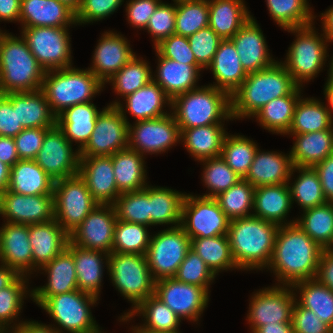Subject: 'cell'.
<instances>
[{
  "label": "cell",
  "mask_w": 333,
  "mask_h": 333,
  "mask_svg": "<svg viewBox=\"0 0 333 333\" xmlns=\"http://www.w3.org/2000/svg\"><path fill=\"white\" fill-rule=\"evenodd\" d=\"M323 250L295 223L280 225L267 269L276 276V285L315 279Z\"/></svg>",
  "instance_id": "1"
},
{
  "label": "cell",
  "mask_w": 333,
  "mask_h": 333,
  "mask_svg": "<svg viewBox=\"0 0 333 333\" xmlns=\"http://www.w3.org/2000/svg\"><path fill=\"white\" fill-rule=\"evenodd\" d=\"M279 225L255 216L231 220L227 232L240 270H263L270 263Z\"/></svg>",
  "instance_id": "2"
},
{
  "label": "cell",
  "mask_w": 333,
  "mask_h": 333,
  "mask_svg": "<svg viewBox=\"0 0 333 333\" xmlns=\"http://www.w3.org/2000/svg\"><path fill=\"white\" fill-rule=\"evenodd\" d=\"M297 86L279 61L268 68L249 73L241 86L230 95L231 117L234 120L249 119L268 102L289 95Z\"/></svg>",
  "instance_id": "3"
},
{
  "label": "cell",
  "mask_w": 333,
  "mask_h": 333,
  "mask_svg": "<svg viewBox=\"0 0 333 333\" xmlns=\"http://www.w3.org/2000/svg\"><path fill=\"white\" fill-rule=\"evenodd\" d=\"M45 72L22 36L3 33L0 38V94L40 90Z\"/></svg>",
  "instance_id": "4"
},
{
  "label": "cell",
  "mask_w": 333,
  "mask_h": 333,
  "mask_svg": "<svg viewBox=\"0 0 333 333\" xmlns=\"http://www.w3.org/2000/svg\"><path fill=\"white\" fill-rule=\"evenodd\" d=\"M171 111L180 130L224 124L231 117L230 95L212 85H204L176 96Z\"/></svg>",
  "instance_id": "5"
},
{
  "label": "cell",
  "mask_w": 333,
  "mask_h": 333,
  "mask_svg": "<svg viewBox=\"0 0 333 333\" xmlns=\"http://www.w3.org/2000/svg\"><path fill=\"white\" fill-rule=\"evenodd\" d=\"M104 87L88 68L83 70L72 66L46 71L41 90L57 117L71 106L92 102Z\"/></svg>",
  "instance_id": "6"
},
{
  "label": "cell",
  "mask_w": 333,
  "mask_h": 333,
  "mask_svg": "<svg viewBox=\"0 0 333 333\" xmlns=\"http://www.w3.org/2000/svg\"><path fill=\"white\" fill-rule=\"evenodd\" d=\"M314 23L291 29H285L289 33H294L296 39L288 48V53L283 62H281L293 81L303 87V82L313 80L322 71L327 61V43L326 37L314 30Z\"/></svg>",
  "instance_id": "7"
},
{
  "label": "cell",
  "mask_w": 333,
  "mask_h": 333,
  "mask_svg": "<svg viewBox=\"0 0 333 333\" xmlns=\"http://www.w3.org/2000/svg\"><path fill=\"white\" fill-rule=\"evenodd\" d=\"M107 271L115 289L132 303L133 309L121 315L119 319L126 317L155 293V280L145 255L111 252L108 256Z\"/></svg>",
  "instance_id": "8"
},
{
  "label": "cell",
  "mask_w": 333,
  "mask_h": 333,
  "mask_svg": "<svg viewBox=\"0 0 333 333\" xmlns=\"http://www.w3.org/2000/svg\"><path fill=\"white\" fill-rule=\"evenodd\" d=\"M97 298L80 290L50 296L40 307L54 320L59 333H104L94 320L91 306L97 304ZM64 331H63V330Z\"/></svg>",
  "instance_id": "9"
},
{
  "label": "cell",
  "mask_w": 333,
  "mask_h": 333,
  "mask_svg": "<svg viewBox=\"0 0 333 333\" xmlns=\"http://www.w3.org/2000/svg\"><path fill=\"white\" fill-rule=\"evenodd\" d=\"M54 219L70 235L98 205L78 175L54 183Z\"/></svg>",
  "instance_id": "10"
},
{
  "label": "cell",
  "mask_w": 333,
  "mask_h": 333,
  "mask_svg": "<svg viewBox=\"0 0 333 333\" xmlns=\"http://www.w3.org/2000/svg\"><path fill=\"white\" fill-rule=\"evenodd\" d=\"M190 249V237L181 226L171 225L151 235L145 256L154 280L175 277Z\"/></svg>",
  "instance_id": "11"
},
{
  "label": "cell",
  "mask_w": 333,
  "mask_h": 333,
  "mask_svg": "<svg viewBox=\"0 0 333 333\" xmlns=\"http://www.w3.org/2000/svg\"><path fill=\"white\" fill-rule=\"evenodd\" d=\"M69 28H21V36L45 71L72 67Z\"/></svg>",
  "instance_id": "12"
},
{
  "label": "cell",
  "mask_w": 333,
  "mask_h": 333,
  "mask_svg": "<svg viewBox=\"0 0 333 333\" xmlns=\"http://www.w3.org/2000/svg\"><path fill=\"white\" fill-rule=\"evenodd\" d=\"M229 223L215 198L185 195L180 226L190 240L227 235Z\"/></svg>",
  "instance_id": "13"
},
{
  "label": "cell",
  "mask_w": 333,
  "mask_h": 333,
  "mask_svg": "<svg viewBox=\"0 0 333 333\" xmlns=\"http://www.w3.org/2000/svg\"><path fill=\"white\" fill-rule=\"evenodd\" d=\"M170 113L153 119L129 124L128 147L141 155L161 154L176 146L181 131L171 110ZM145 154V155H144Z\"/></svg>",
  "instance_id": "14"
},
{
  "label": "cell",
  "mask_w": 333,
  "mask_h": 333,
  "mask_svg": "<svg viewBox=\"0 0 333 333\" xmlns=\"http://www.w3.org/2000/svg\"><path fill=\"white\" fill-rule=\"evenodd\" d=\"M102 109L80 157L112 156L128 147L129 123L117 105H107Z\"/></svg>",
  "instance_id": "15"
},
{
  "label": "cell",
  "mask_w": 333,
  "mask_h": 333,
  "mask_svg": "<svg viewBox=\"0 0 333 333\" xmlns=\"http://www.w3.org/2000/svg\"><path fill=\"white\" fill-rule=\"evenodd\" d=\"M295 292L291 286L274 285L252 295L247 319L251 333L265 324L292 322Z\"/></svg>",
  "instance_id": "16"
},
{
  "label": "cell",
  "mask_w": 333,
  "mask_h": 333,
  "mask_svg": "<svg viewBox=\"0 0 333 333\" xmlns=\"http://www.w3.org/2000/svg\"><path fill=\"white\" fill-rule=\"evenodd\" d=\"M181 320L199 321L208 307L209 295L203 287L178 281L175 277L155 281V293Z\"/></svg>",
  "instance_id": "17"
},
{
  "label": "cell",
  "mask_w": 333,
  "mask_h": 333,
  "mask_svg": "<svg viewBox=\"0 0 333 333\" xmlns=\"http://www.w3.org/2000/svg\"><path fill=\"white\" fill-rule=\"evenodd\" d=\"M72 148L56 125L45 134L34 161L55 181L73 177L79 173L80 152Z\"/></svg>",
  "instance_id": "18"
},
{
  "label": "cell",
  "mask_w": 333,
  "mask_h": 333,
  "mask_svg": "<svg viewBox=\"0 0 333 333\" xmlns=\"http://www.w3.org/2000/svg\"><path fill=\"white\" fill-rule=\"evenodd\" d=\"M117 218L112 204H98L69 237L81 248L110 254Z\"/></svg>",
  "instance_id": "19"
},
{
  "label": "cell",
  "mask_w": 333,
  "mask_h": 333,
  "mask_svg": "<svg viewBox=\"0 0 333 333\" xmlns=\"http://www.w3.org/2000/svg\"><path fill=\"white\" fill-rule=\"evenodd\" d=\"M4 222L38 224L54 219V195H22L8 190L0 194Z\"/></svg>",
  "instance_id": "20"
},
{
  "label": "cell",
  "mask_w": 333,
  "mask_h": 333,
  "mask_svg": "<svg viewBox=\"0 0 333 333\" xmlns=\"http://www.w3.org/2000/svg\"><path fill=\"white\" fill-rule=\"evenodd\" d=\"M128 41L122 34L113 31L104 32L98 40L93 53V65L88 69L104 85L135 56Z\"/></svg>",
  "instance_id": "21"
},
{
  "label": "cell",
  "mask_w": 333,
  "mask_h": 333,
  "mask_svg": "<svg viewBox=\"0 0 333 333\" xmlns=\"http://www.w3.org/2000/svg\"><path fill=\"white\" fill-rule=\"evenodd\" d=\"M0 263L15 269L20 275L33 274L29 225L4 222L0 227Z\"/></svg>",
  "instance_id": "22"
},
{
  "label": "cell",
  "mask_w": 333,
  "mask_h": 333,
  "mask_svg": "<svg viewBox=\"0 0 333 333\" xmlns=\"http://www.w3.org/2000/svg\"><path fill=\"white\" fill-rule=\"evenodd\" d=\"M247 74L270 67L276 62L270 56L264 34L253 16L230 39Z\"/></svg>",
  "instance_id": "23"
},
{
  "label": "cell",
  "mask_w": 333,
  "mask_h": 333,
  "mask_svg": "<svg viewBox=\"0 0 333 333\" xmlns=\"http://www.w3.org/2000/svg\"><path fill=\"white\" fill-rule=\"evenodd\" d=\"M78 174L98 204H113L121 194L116 186L112 156L80 157Z\"/></svg>",
  "instance_id": "24"
},
{
  "label": "cell",
  "mask_w": 333,
  "mask_h": 333,
  "mask_svg": "<svg viewBox=\"0 0 333 333\" xmlns=\"http://www.w3.org/2000/svg\"><path fill=\"white\" fill-rule=\"evenodd\" d=\"M47 276V283L32 289V299L37 306H41L50 296L75 291L77 275L73 255L65 249L51 262L42 267Z\"/></svg>",
  "instance_id": "25"
},
{
  "label": "cell",
  "mask_w": 333,
  "mask_h": 333,
  "mask_svg": "<svg viewBox=\"0 0 333 333\" xmlns=\"http://www.w3.org/2000/svg\"><path fill=\"white\" fill-rule=\"evenodd\" d=\"M29 240L32 248L33 271L37 272L67 248L70 237L53 219L45 223L30 224Z\"/></svg>",
  "instance_id": "26"
},
{
  "label": "cell",
  "mask_w": 333,
  "mask_h": 333,
  "mask_svg": "<svg viewBox=\"0 0 333 333\" xmlns=\"http://www.w3.org/2000/svg\"><path fill=\"white\" fill-rule=\"evenodd\" d=\"M19 23L22 28L77 26L75 12L58 0H21Z\"/></svg>",
  "instance_id": "27"
},
{
  "label": "cell",
  "mask_w": 333,
  "mask_h": 333,
  "mask_svg": "<svg viewBox=\"0 0 333 333\" xmlns=\"http://www.w3.org/2000/svg\"><path fill=\"white\" fill-rule=\"evenodd\" d=\"M124 99L123 101H125V103L123 104H126L125 106L117 100L113 101L110 105H117L122 116L129 124L130 122L126 115L127 111L136 121L147 120L169 114L168 111L165 112V110H163V107L167 105L171 108L172 104V100L153 80L134 93L127 95Z\"/></svg>",
  "instance_id": "28"
},
{
  "label": "cell",
  "mask_w": 333,
  "mask_h": 333,
  "mask_svg": "<svg viewBox=\"0 0 333 333\" xmlns=\"http://www.w3.org/2000/svg\"><path fill=\"white\" fill-rule=\"evenodd\" d=\"M158 65L156 75L152 80L156 82L173 100L176 96L198 88L200 71L203 68L199 64H184L162 57L157 51Z\"/></svg>",
  "instance_id": "29"
},
{
  "label": "cell",
  "mask_w": 333,
  "mask_h": 333,
  "mask_svg": "<svg viewBox=\"0 0 333 333\" xmlns=\"http://www.w3.org/2000/svg\"><path fill=\"white\" fill-rule=\"evenodd\" d=\"M257 149L248 173L243 178L252 186L277 185L288 183L293 176L290 153Z\"/></svg>",
  "instance_id": "30"
},
{
  "label": "cell",
  "mask_w": 333,
  "mask_h": 333,
  "mask_svg": "<svg viewBox=\"0 0 333 333\" xmlns=\"http://www.w3.org/2000/svg\"><path fill=\"white\" fill-rule=\"evenodd\" d=\"M291 192L288 183L259 186L254 189L252 215L280 225H289L296 220L287 221L292 208Z\"/></svg>",
  "instance_id": "31"
},
{
  "label": "cell",
  "mask_w": 333,
  "mask_h": 333,
  "mask_svg": "<svg viewBox=\"0 0 333 333\" xmlns=\"http://www.w3.org/2000/svg\"><path fill=\"white\" fill-rule=\"evenodd\" d=\"M66 249L74 258L78 290L99 298L103 269L108 267L109 254L100 250L81 248L70 240Z\"/></svg>",
  "instance_id": "32"
},
{
  "label": "cell",
  "mask_w": 333,
  "mask_h": 333,
  "mask_svg": "<svg viewBox=\"0 0 333 333\" xmlns=\"http://www.w3.org/2000/svg\"><path fill=\"white\" fill-rule=\"evenodd\" d=\"M212 71L216 82L213 87L232 95L247 77L237 50L230 39L222 40L211 64L206 68Z\"/></svg>",
  "instance_id": "33"
},
{
  "label": "cell",
  "mask_w": 333,
  "mask_h": 333,
  "mask_svg": "<svg viewBox=\"0 0 333 333\" xmlns=\"http://www.w3.org/2000/svg\"><path fill=\"white\" fill-rule=\"evenodd\" d=\"M100 112L92 102L76 104L56 117V125L71 144H78L80 152L90 140Z\"/></svg>",
  "instance_id": "34"
},
{
  "label": "cell",
  "mask_w": 333,
  "mask_h": 333,
  "mask_svg": "<svg viewBox=\"0 0 333 333\" xmlns=\"http://www.w3.org/2000/svg\"><path fill=\"white\" fill-rule=\"evenodd\" d=\"M290 135L294 137L289 152L293 166L314 167L333 153V125L322 131Z\"/></svg>",
  "instance_id": "35"
},
{
  "label": "cell",
  "mask_w": 333,
  "mask_h": 333,
  "mask_svg": "<svg viewBox=\"0 0 333 333\" xmlns=\"http://www.w3.org/2000/svg\"><path fill=\"white\" fill-rule=\"evenodd\" d=\"M134 316H142L144 318L143 325H136L140 331L150 333H180L178 327L180 326L181 319L155 294L147 297L126 317L119 320L128 322Z\"/></svg>",
  "instance_id": "36"
},
{
  "label": "cell",
  "mask_w": 333,
  "mask_h": 333,
  "mask_svg": "<svg viewBox=\"0 0 333 333\" xmlns=\"http://www.w3.org/2000/svg\"><path fill=\"white\" fill-rule=\"evenodd\" d=\"M209 24L222 39H231L253 16L244 0H208Z\"/></svg>",
  "instance_id": "37"
},
{
  "label": "cell",
  "mask_w": 333,
  "mask_h": 333,
  "mask_svg": "<svg viewBox=\"0 0 333 333\" xmlns=\"http://www.w3.org/2000/svg\"><path fill=\"white\" fill-rule=\"evenodd\" d=\"M53 180L34 160H19L10 168L8 191L22 195H53Z\"/></svg>",
  "instance_id": "38"
},
{
  "label": "cell",
  "mask_w": 333,
  "mask_h": 333,
  "mask_svg": "<svg viewBox=\"0 0 333 333\" xmlns=\"http://www.w3.org/2000/svg\"><path fill=\"white\" fill-rule=\"evenodd\" d=\"M144 157L129 147L112 155L113 173L120 193L140 191L148 185Z\"/></svg>",
  "instance_id": "39"
},
{
  "label": "cell",
  "mask_w": 333,
  "mask_h": 333,
  "mask_svg": "<svg viewBox=\"0 0 333 333\" xmlns=\"http://www.w3.org/2000/svg\"><path fill=\"white\" fill-rule=\"evenodd\" d=\"M180 142L198 162L208 158L219 157L224 138L228 134L224 124H212L180 130Z\"/></svg>",
  "instance_id": "40"
},
{
  "label": "cell",
  "mask_w": 333,
  "mask_h": 333,
  "mask_svg": "<svg viewBox=\"0 0 333 333\" xmlns=\"http://www.w3.org/2000/svg\"><path fill=\"white\" fill-rule=\"evenodd\" d=\"M297 86L289 95L275 98L264 105L254 116L263 129L272 134L287 135L294 115L296 103L301 97V89Z\"/></svg>",
  "instance_id": "41"
},
{
  "label": "cell",
  "mask_w": 333,
  "mask_h": 333,
  "mask_svg": "<svg viewBox=\"0 0 333 333\" xmlns=\"http://www.w3.org/2000/svg\"><path fill=\"white\" fill-rule=\"evenodd\" d=\"M18 124L24 128H53L56 116L53 114L43 91L17 92Z\"/></svg>",
  "instance_id": "42"
},
{
  "label": "cell",
  "mask_w": 333,
  "mask_h": 333,
  "mask_svg": "<svg viewBox=\"0 0 333 333\" xmlns=\"http://www.w3.org/2000/svg\"><path fill=\"white\" fill-rule=\"evenodd\" d=\"M296 302L313 311L316 316L333 329V291L321 284L316 278L299 281L292 286ZM298 289V290H297Z\"/></svg>",
  "instance_id": "43"
},
{
  "label": "cell",
  "mask_w": 333,
  "mask_h": 333,
  "mask_svg": "<svg viewBox=\"0 0 333 333\" xmlns=\"http://www.w3.org/2000/svg\"><path fill=\"white\" fill-rule=\"evenodd\" d=\"M186 193L171 188L150 186L151 226L181 223L182 205Z\"/></svg>",
  "instance_id": "44"
},
{
  "label": "cell",
  "mask_w": 333,
  "mask_h": 333,
  "mask_svg": "<svg viewBox=\"0 0 333 333\" xmlns=\"http://www.w3.org/2000/svg\"><path fill=\"white\" fill-rule=\"evenodd\" d=\"M302 97L296 103L293 121L287 134H304L329 129L333 122L327 105L317 98Z\"/></svg>",
  "instance_id": "45"
},
{
  "label": "cell",
  "mask_w": 333,
  "mask_h": 333,
  "mask_svg": "<svg viewBox=\"0 0 333 333\" xmlns=\"http://www.w3.org/2000/svg\"><path fill=\"white\" fill-rule=\"evenodd\" d=\"M295 220V224L323 249L333 248V202L303 210L301 218Z\"/></svg>",
  "instance_id": "46"
},
{
  "label": "cell",
  "mask_w": 333,
  "mask_h": 333,
  "mask_svg": "<svg viewBox=\"0 0 333 333\" xmlns=\"http://www.w3.org/2000/svg\"><path fill=\"white\" fill-rule=\"evenodd\" d=\"M194 250L216 276L219 272L239 269L233 259L228 236L191 239Z\"/></svg>",
  "instance_id": "47"
},
{
  "label": "cell",
  "mask_w": 333,
  "mask_h": 333,
  "mask_svg": "<svg viewBox=\"0 0 333 333\" xmlns=\"http://www.w3.org/2000/svg\"><path fill=\"white\" fill-rule=\"evenodd\" d=\"M296 171L299 176L297 175L294 183L290 180L288 182L292 204L295 201L301 209L306 210L327 203L318 173L314 167L293 166L291 172Z\"/></svg>",
  "instance_id": "48"
},
{
  "label": "cell",
  "mask_w": 333,
  "mask_h": 333,
  "mask_svg": "<svg viewBox=\"0 0 333 333\" xmlns=\"http://www.w3.org/2000/svg\"><path fill=\"white\" fill-rule=\"evenodd\" d=\"M269 13L278 26L285 29L313 24V15L307 0H266Z\"/></svg>",
  "instance_id": "49"
},
{
  "label": "cell",
  "mask_w": 333,
  "mask_h": 333,
  "mask_svg": "<svg viewBox=\"0 0 333 333\" xmlns=\"http://www.w3.org/2000/svg\"><path fill=\"white\" fill-rule=\"evenodd\" d=\"M153 71L149 62L135 56L108 81L117 95L125 98L152 80Z\"/></svg>",
  "instance_id": "50"
},
{
  "label": "cell",
  "mask_w": 333,
  "mask_h": 333,
  "mask_svg": "<svg viewBox=\"0 0 333 333\" xmlns=\"http://www.w3.org/2000/svg\"><path fill=\"white\" fill-rule=\"evenodd\" d=\"M28 278L29 276L20 275L11 285L0 290V328L16 329L24 322L21 320L17 323L16 321L20 316L26 296L32 298V290L27 287L29 284ZM11 323L14 324L10 326Z\"/></svg>",
  "instance_id": "51"
},
{
  "label": "cell",
  "mask_w": 333,
  "mask_h": 333,
  "mask_svg": "<svg viewBox=\"0 0 333 333\" xmlns=\"http://www.w3.org/2000/svg\"><path fill=\"white\" fill-rule=\"evenodd\" d=\"M254 189L255 187L248 181L241 179L238 183L214 198L230 221L249 217L252 216L251 212H253Z\"/></svg>",
  "instance_id": "52"
},
{
  "label": "cell",
  "mask_w": 333,
  "mask_h": 333,
  "mask_svg": "<svg viewBox=\"0 0 333 333\" xmlns=\"http://www.w3.org/2000/svg\"><path fill=\"white\" fill-rule=\"evenodd\" d=\"M112 205L117 220L151 226L150 185L140 191L121 193Z\"/></svg>",
  "instance_id": "53"
},
{
  "label": "cell",
  "mask_w": 333,
  "mask_h": 333,
  "mask_svg": "<svg viewBox=\"0 0 333 333\" xmlns=\"http://www.w3.org/2000/svg\"><path fill=\"white\" fill-rule=\"evenodd\" d=\"M148 227L144 224L117 220L112 252L145 255L151 238Z\"/></svg>",
  "instance_id": "54"
},
{
  "label": "cell",
  "mask_w": 333,
  "mask_h": 333,
  "mask_svg": "<svg viewBox=\"0 0 333 333\" xmlns=\"http://www.w3.org/2000/svg\"><path fill=\"white\" fill-rule=\"evenodd\" d=\"M208 0L176 1V18L174 34L189 37L195 32L208 27Z\"/></svg>",
  "instance_id": "55"
},
{
  "label": "cell",
  "mask_w": 333,
  "mask_h": 333,
  "mask_svg": "<svg viewBox=\"0 0 333 333\" xmlns=\"http://www.w3.org/2000/svg\"><path fill=\"white\" fill-rule=\"evenodd\" d=\"M257 149V144L250 138L240 134H227L220 156L243 179L249 171Z\"/></svg>",
  "instance_id": "56"
},
{
  "label": "cell",
  "mask_w": 333,
  "mask_h": 333,
  "mask_svg": "<svg viewBox=\"0 0 333 333\" xmlns=\"http://www.w3.org/2000/svg\"><path fill=\"white\" fill-rule=\"evenodd\" d=\"M203 163V184L207 187L208 193L204 197H216L218 194L228 190L238 183L242 177L235 173L232 168L221 158H208L201 160Z\"/></svg>",
  "instance_id": "57"
},
{
  "label": "cell",
  "mask_w": 333,
  "mask_h": 333,
  "mask_svg": "<svg viewBox=\"0 0 333 333\" xmlns=\"http://www.w3.org/2000/svg\"><path fill=\"white\" fill-rule=\"evenodd\" d=\"M215 277L203 259L192 249L188 251L175 275L178 281L203 287L208 293L209 285Z\"/></svg>",
  "instance_id": "58"
},
{
  "label": "cell",
  "mask_w": 333,
  "mask_h": 333,
  "mask_svg": "<svg viewBox=\"0 0 333 333\" xmlns=\"http://www.w3.org/2000/svg\"><path fill=\"white\" fill-rule=\"evenodd\" d=\"M176 1L173 4L161 2L150 17L145 30L152 36L154 47L175 32Z\"/></svg>",
  "instance_id": "59"
},
{
  "label": "cell",
  "mask_w": 333,
  "mask_h": 333,
  "mask_svg": "<svg viewBox=\"0 0 333 333\" xmlns=\"http://www.w3.org/2000/svg\"><path fill=\"white\" fill-rule=\"evenodd\" d=\"M187 38L196 62L206 69L211 64L222 39L209 26Z\"/></svg>",
  "instance_id": "60"
},
{
  "label": "cell",
  "mask_w": 333,
  "mask_h": 333,
  "mask_svg": "<svg viewBox=\"0 0 333 333\" xmlns=\"http://www.w3.org/2000/svg\"><path fill=\"white\" fill-rule=\"evenodd\" d=\"M124 0H82L81 5L75 13L76 24H87L98 22L113 14Z\"/></svg>",
  "instance_id": "61"
},
{
  "label": "cell",
  "mask_w": 333,
  "mask_h": 333,
  "mask_svg": "<svg viewBox=\"0 0 333 333\" xmlns=\"http://www.w3.org/2000/svg\"><path fill=\"white\" fill-rule=\"evenodd\" d=\"M162 57L184 64H198L187 37L172 34L154 47Z\"/></svg>",
  "instance_id": "62"
},
{
  "label": "cell",
  "mask_w": 333,
  "mask_h": 333,
  "mask_svg": "<svg viewBox=\"0 0 333 333\" xmlns=\"http://www.w3.org/2000/svg\"><path fill=\"white\" fill-rule=\"evenodd\" d=\"M23 129L18 124L17 92L0 94V136L15 137Z\"/></svg>",
  "instance_id": "63"
},
{
  "label": "cell",
  "mask_w": 333,
  "mask_h": 333,
  "mask_svg": "<svg viewBox=\"0 0 333 333\" xmlns=\"http://www.w3.org/2000/svg\"><path fill=\"white\" fill-rule=\"evenodd\" d=\"M50 129L51 128H24L15 136L14 142L19 159L34 160L41 149L45 134Z\"/></svg>",
  "instance_id": "64"
},
{
  "label": "cell",
  "mask_w": 333,
  "mask_h": 333,
  "mask_svg": "<svg viewBox=\"0 0 333 333\" xmlns=\"http://www.w3.org/2000/svg\"><path fill=\"white\" fill-rule=\"evenodd\" d=\"M291 321L295 333H333V329L313 311L300 306L296 301L292 308Z\"/></svg>",
  "instance_id": "65"
},
{
  "label": "cell",
  "mask_w": 333,
  "mask_h": 333,
  "mask_svg": "<svg viewBox=\"0 0 333 333\" xmlns=\"http://www.w3.org/2000/svg\"><path fill=\"white\" fill-rule=\"evenodd\" d=\"M126 2L128 23L134 28L145 30L150 17L162 0H128Z\"/></svg>",
  "instance_id": "66"
},
{
  "label": "cell",
  "mask_w": 333,
  "mask_h": 333,
  "mask_svg": "<svg viewBox=\"0 0 333 333\" xmlns=\"http://www.w3.org/2000/svg\"><path fill=\"white\" fill-rule=\"evenodd\" d=\"M314 169L318 173L325 198L333 202V153L316 164Z\"/></svg>",
  "instance_id": "67"
},
{
  "label": "cell",
  "mask_w": 333,
  "mask_h": 333,
  "mask_svg": "<svg viewBox=\"0 0 333 333\" xmlns=\"http://www.w3.org/2000/svg\"><path fill=\"white\" fill-rule=\"evenodd\" d=\"M316 279L333 291V248L322 251Z\"/></svg>",
  "instance_id": "68"
},
{
  "label": "cell",
  "mask_w": 333,
  "mask_h": 333,
  "mask_svg": "<svg viewBox=\"0 0 333 333\" xmlns=\"http://www.w3.org/2000/svg\"><path fill=\"white\" fill-rule=\"evenodd\" d=\"M19 160L14 137L0 136V161L11 168Z\"/></svg>",
  "instance_id": "69"
},
{
  "label": "cell",
  "mask_w": 333,
  "mask_h": 333,
  "mask_svg": "<svg viewBox=\"0 0 333 333\" xmlns=\"http://www.w3.org/2000/svg\"><path fill=\"white\" fill-rule=\"evenodd\" d=\"M21 0H0V22H18L20 19Z\"/></svg>",
  "instance_id": "70"
},
{
  "label": "cell",
  "mask_w": 333,
  "mask_h": 333,
  "mask_svg": "<svg viewBox=\"0 0 333 333\" xmlns=\"http://www.w3.org/2000/svg\"><path fill=\"white\" fill-rule=\"evenodd\" d=\"M17 333H59L52 325L38 321H24L17 328Z\"/></svg>",
  "instance_id": "71"
},
{
  "label": "cell",
  "mask_w": 333,
  "mask_h": 333,
  "mask_svg": "<svg viewBox=\"0 0 333 333\" xmlns=\"http://www.w3.org/2000/svg\"><path fill=\"white\" fill-rule=\"evenodd\" d=\"M254 333H295L292 322L265 324L260 326Z\"/></svg>",
  "instance_id": "72"
},
{
  "label": "cell",
  "mask_w": 333,
  "mask_h": 333,
  "mask_svg": "<svg viewBox=\"0 0 333 333\" xmlns=\"http://www.w3.org/2000/svg\"><path fill=\"white\" fill-rule=\"evenodd\" d=\"M322 15V16H321ZM320 19L322 21V30L323 35L329 41V43L333 42V6L324 13H321Z\"/></svg>",
  "instance_id": "73"
},
{
  "label": "cell",
  "mask_w": 333,
  "mask_h": 333,
  "mask_svg": "<svg viewBox=\"0 0 333 333\" xmlns=\"http://www.w3.org/2000/svg\"><path fill=\"white\" fill-rule=\"evenodd\" d=\"M19 276L15 269L0 263V290L11 285Z\"/></svg>",
  "instance_id": "74"
},
{
  "label": "cell",
  "mask_w": 333,
  "mask_h": 333,
  "mask_svg": "<svg viewBox=\"0 0 333 333\" xmlns=\"http://www.w3.org/2000/svg\"><path fill=\"white\" fill-rule=\"evenodd\" d=\"M10 182V167L0 161V194L8 189Z\"/></svg>",
  "instance_id": "75"
},
{
  "label": "cell",
  "mask_w": 333,
  "mask_h": 333,
  "mask_svg": "<svg viewBox=\"0 0 333 333\" xmlns=\"http://www.w3.org/2000/svg\"><path fill=\"white\" fill-rule=\"evenodd\" d=\"M324 95L325 98L329 104V107L327 105L328 111H329V115L330 118L333 122V87H324Z\"/></svg>",
  "instance_id": "76"
},
{
  "label": "cell",
  "mask_w": 333,
  "mask_h": 333,
  "mask_svg": "<svg viewBox=\"0 0 333 333\" xmlns=\"http://www.w3.org/2000/svg\"><path fill=\"white\" fill-rule=\"evenodd\" d=\"M59 2H62L66 4L69 8H71L75 13L79 9L82 0H58Z\"/></svg>",
  "instance_id": "77"
},
{
  "label": "cell",
  "mask_w": 333,
  "mask_h": 333,
  "mask_svg": "<svg viewBox=\"0 0 333 333\" xmlns=\"http://www.w3.org/2000/svg\"><path fill=\"white\" fill-rule=\"evenodd\" d=\"M324 87H333V56L331 57L328 69V78Z\"/></svg>",
  "instance_id": "78"
},
{
  "label": "cell",
  "mask_w": 333,
  "mask_h": 333,
  "mask_svg": "<svg viewBox=\"0 0 333 333\" xmlns=\"http://www.w3.org/2000/svg\"><path fill=\"white\" fill-rule=\"evenodd\" d=\"M0 333H17V329H14V328H0Z\"/></svg>",
  "instance_id": "79"
},
{
  "label": "cell",
  "mask_w": 333,
  "mask_h": 333,
  "mask_svg": "<svg viewBox=\"0 0 333 333\" xmlns=\"http://www.w3.org/2000/svg\"><path fill=\"white\" fill-rule=\"evenodd\" d=\"M132 333H150V332H143V331H140L136 326H132Z\"/></svg>",
  "instance_id": "80"
}]
</instances>
